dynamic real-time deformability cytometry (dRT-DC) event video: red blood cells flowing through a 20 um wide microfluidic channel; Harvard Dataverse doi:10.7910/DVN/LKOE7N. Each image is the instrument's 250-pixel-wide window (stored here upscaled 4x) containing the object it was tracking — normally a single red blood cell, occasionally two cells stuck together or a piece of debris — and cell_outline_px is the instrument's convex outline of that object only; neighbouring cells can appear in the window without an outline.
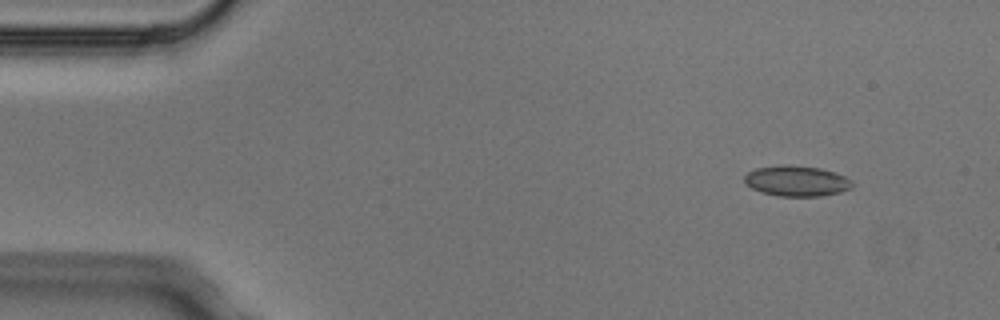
{"species": "Egyptian fruit bat (a non-hibernating species)", "species_latin": "Rousettus aegyptiacus", "temperature_condition": "cold", "stored_images_in_passage": 4, "segment_of_instrument_passage": [2, 2], "camera_frame_rate_fps": 3000, "um_per_image_px": 0.085, "animal": {"sex": "male"}, "frame": {"image": 1, "passage_image": 4, "time_ms": 1.0, "image_size_px": [1000, 320], "cell_outline_px": [[856, 184], [852, 188], [840, 192], [820, 196], [776, 196], [760, 192], [744, 184], [744, 176], [748, 172], [756, 168], [780, 164], [788, 164], [820, 168], [836, 172], [852, 180]], "centroid_in_image_um": [67.71, 15.38], "position_along_channel_um": 17.3, "area_um2": 19.59}}